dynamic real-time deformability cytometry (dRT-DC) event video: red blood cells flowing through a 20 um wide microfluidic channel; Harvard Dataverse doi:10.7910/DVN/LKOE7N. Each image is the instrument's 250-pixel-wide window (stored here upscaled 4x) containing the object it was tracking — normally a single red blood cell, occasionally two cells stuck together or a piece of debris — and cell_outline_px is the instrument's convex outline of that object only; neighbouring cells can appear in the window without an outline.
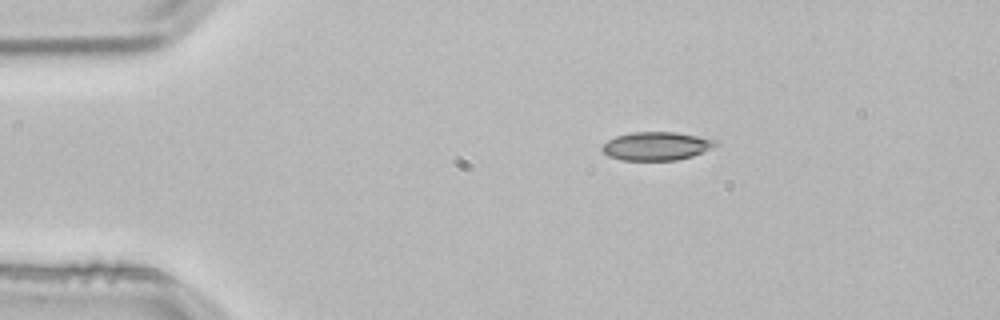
{"species": "common noctule bat (a hibernating species)", "species_latin": "Nyctalus noctula", "temperature_condition": "room temperature", "stored_images_in_passage": 2, "camera_frame_rate_fps": 3000, "um_per_image_px": 0.085, "animal": {"sex": "male", "body_mass_g": 21.5, "forearm_length_mm": 52.0}, "frame": {"image": 1, "passage_image": 1, "time_ms": 0.0, "image_size_px": [1000, 320], "cell_outline_px": [[716, 144], [712, 148], [692, 156], [676, 160], [620, 160], [608, 156], [600, 148], [608, 140], [616, 136], [632, 132], [676, 132], [716, 140]], "centroid_in_image_um": [55.76, 12.42], "position_along_channel_um": 29.2, "area_um2": 18.61}}